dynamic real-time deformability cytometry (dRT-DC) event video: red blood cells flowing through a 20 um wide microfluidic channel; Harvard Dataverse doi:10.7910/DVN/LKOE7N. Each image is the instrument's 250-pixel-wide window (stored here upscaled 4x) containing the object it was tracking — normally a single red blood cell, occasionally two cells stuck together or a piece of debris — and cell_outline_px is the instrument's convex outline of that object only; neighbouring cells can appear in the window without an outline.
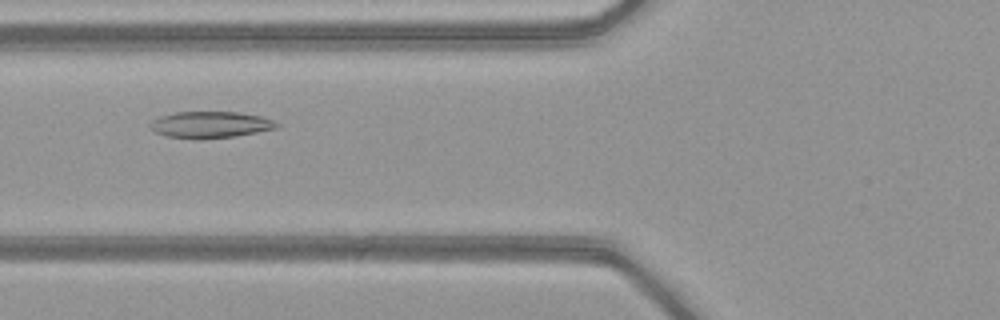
{"species": "common noctule bat (a hibernating species)", "species_latin": "Nyctalus noctula", "temperature_condition": "warm", "stored_images_in_passage": 35, "camera_frame_rate_fps": 3000, "um_per_image_px": 0.085, "animal": {"sex": "female", "body_mass_g": 21.9}, "frame": {"image": 1, "passage_image": 5, "time_ms": 1.333, "image_size_px": [1000, 320], "cell_outline_px": [[280, 124], [276, 128], [236, 136], [200, 140], [168, 136], [156, 132], [148, 128], [148, 124], [152, 120], [160, 116], [176, 112], [240, 112], [260, 116], [272, 120]], "centroid_in_image_um": [17.84, 10.6], "position_along_channel_um": 108.0, "area_um2": 19.65}}
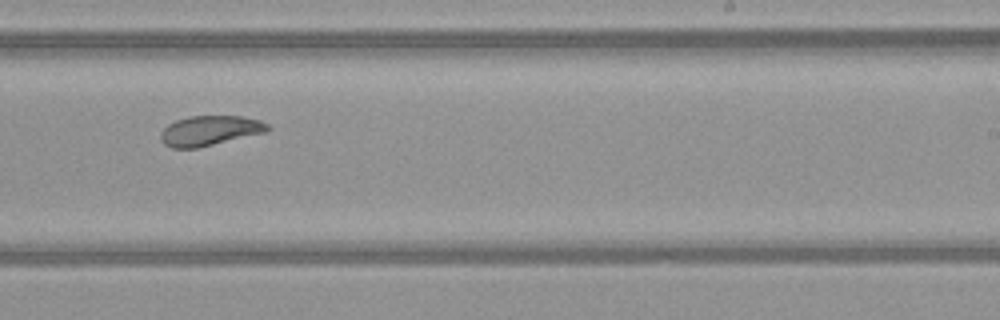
{"frame": {"image": 2, "passage_image": 17, "time_ms": 5.333, "image_size_px": [1000, 320], "cell_outline_px": [[272, 128], [268, 132], [196, 148], [172, 148], [164, 144], [160, 136], [160, 132], [168, 124], [176, 120], [188, 116], [240, 116], [260, 120], [268, 124]], "centroid_in_image_um": [17.85, 11.1], "position_along_channel_um": 271.1, "area_um2": 18.73}}
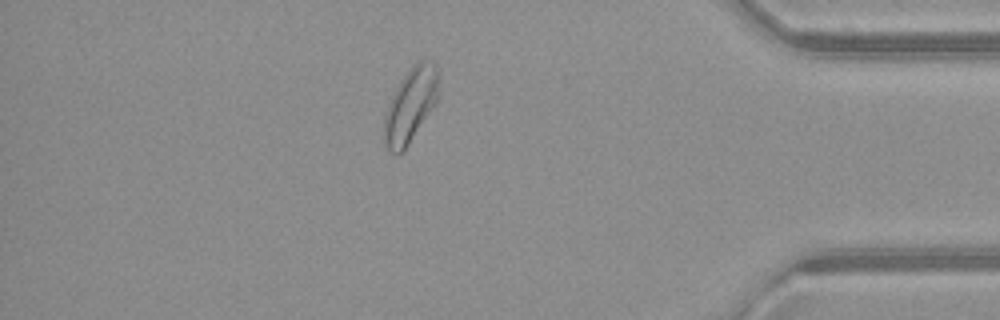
{"frame": {"image": 3, "passage_image": 29, "time_ms": 9.333, "image_size_px": [1000, 320], "cell_outline_px": [[440, 96], [436, 104], [404, 148], [396, 156], [388, 152], [384, 148], [384, 116], [388, 104], [400, 80], [412, 64], [416, 60], [424, 56], [432, 60], [436, 64], [440, 72]], "centroid_in_image_um": [34.94, 8.83], "position_along_channel_um": 400.3, "area_um2": 24.39}, "authors_computed_cell_mechanics": {"area_um2": 19.652, "velocity_mm_per_s": 4.0768, "shape_relaxation_time_tau1_ms": 5.791, "shape_relaxation_time_tau2_ms": 1.6447, "deformation_change_tau1": 0.1647, "deformation_change_tau2": 0.0731}}